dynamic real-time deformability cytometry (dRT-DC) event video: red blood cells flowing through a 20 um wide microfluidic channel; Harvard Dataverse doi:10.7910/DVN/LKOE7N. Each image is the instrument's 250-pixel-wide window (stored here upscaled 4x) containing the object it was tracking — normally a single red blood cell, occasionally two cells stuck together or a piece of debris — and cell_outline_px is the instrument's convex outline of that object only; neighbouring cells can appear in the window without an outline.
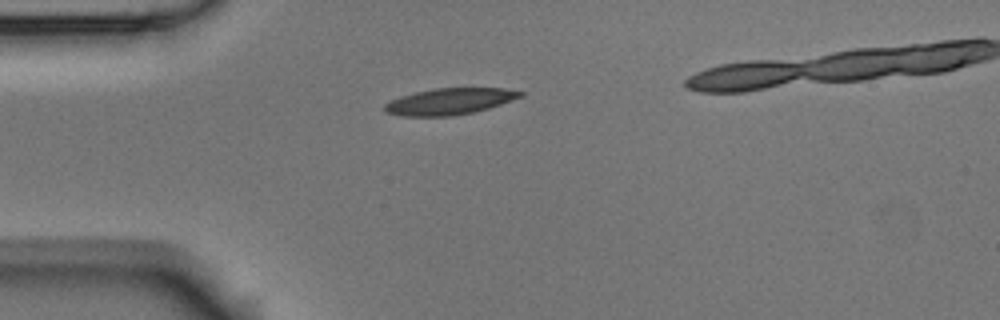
{"species": "Egyptian fruit bat (a non-hibernating species)", "species_latin": "Rousettus aegyptiacus", "temperature_condition": "room temperature", "stored_images_in_passage": 7, "camera_frame_rate_fps": 3000, "um_per_image_px": 0.085, "animal": {"sex": "male"}, "frame": {"image": 1, "passage_image": 1, "time_ms": 0.0, "image_size_px": [1000, 320], "cell_outline_px": [[524, 96], [488, 108], [472, 112], [452, 116], [404, 116], [388, 112], [384, 108], [384, 104], [400, 96], [432, 88], [504, 88], [524, 92]], "centroid_in_image_um": [38.24, 8.61], "position_along_channel_um": 46.8, "area_um2": 20.69}}
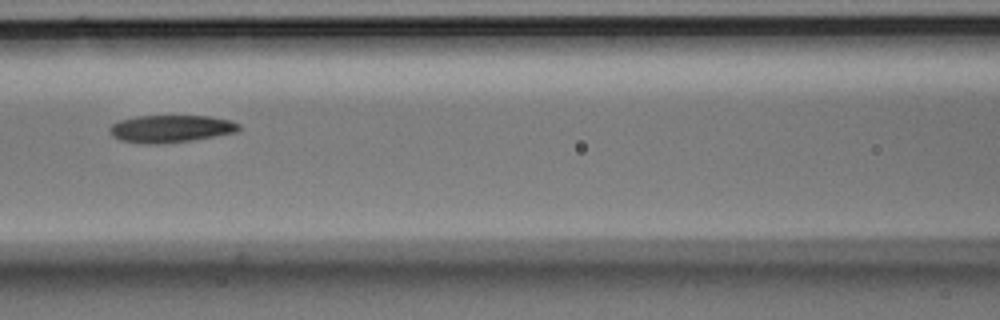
{"frame": {"image": 2, "passage_image": 4, "time_ms": 3.333, "image_size_px": [1000, 320], "cell_outline_px": [[240, 128], [236, 132], [192, 140], [160, 144], [140, 144], [120, 140], [112, 136], [108, 132], [108, 128], [112, 124], [120, 120], [136, 116], [208, 116], [228, 120], [240, 124]], "centroid_in_image_um": [14.45, 10.95], "position_along_channel_um": 152.2, "area_um2": 20.69}}
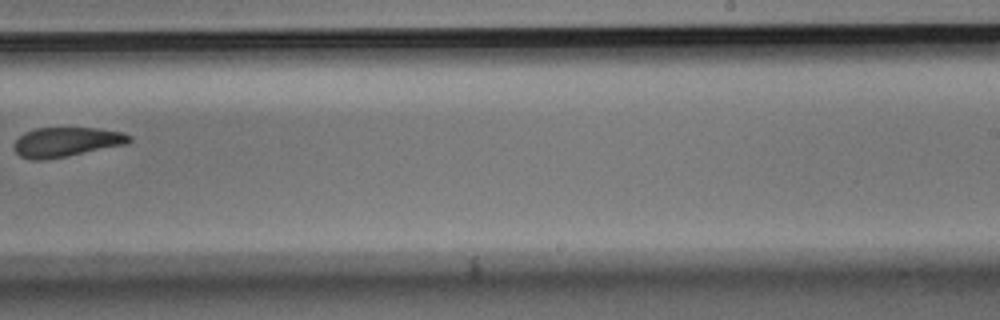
{"frame": {"image": 3, "passage_image": 7, "time_ms": 7.0, "image_size_px": [1000, 320], "cell_outline_px": [[132, 140], [128, 144], [44, 160], [28, 160], [20, 156], [16, 152], [16, 140], [24, 132], [36, 128], [96, 128], [120, 132], [132, 136]], "centroid_in_image_um": [5.65, 12.07], "position_along_channel_um": 283.3, "area_um2": 19.65}}